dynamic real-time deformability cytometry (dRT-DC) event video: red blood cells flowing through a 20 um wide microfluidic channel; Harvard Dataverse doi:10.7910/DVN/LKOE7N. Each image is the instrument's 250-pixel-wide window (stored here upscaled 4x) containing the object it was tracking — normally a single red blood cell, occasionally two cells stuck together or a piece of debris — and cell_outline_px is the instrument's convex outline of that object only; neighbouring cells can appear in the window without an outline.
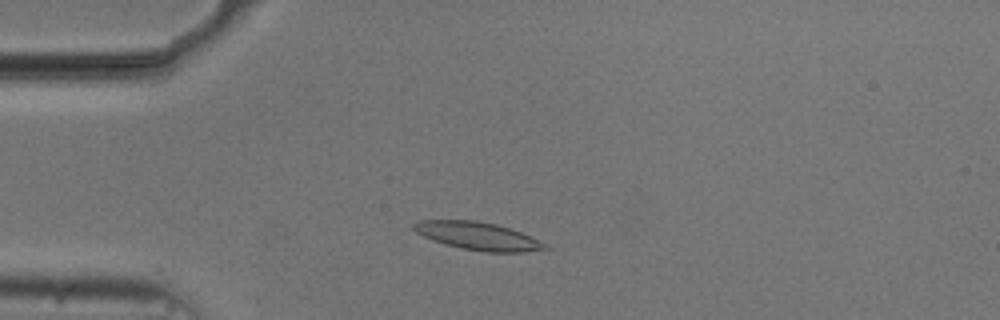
{"species": "common noctule bat (a hibernating species)", "species_latin": "Nyctalus noctula", "temperature_condition": "cold", "stored_images_in_passage": 49, "camera_frame_rate_fps": 3000, "um_per_image_px": 0.085, "animal": {"sex": "male", "body_mass_g": 20.5, "forearm_length_mm": 52.5}, "frame": {"image": 1, "passage_image": 9, "time_ms": 2.667, "image_size_px": [1000, 320], "cell_outline_px": [[552, 248], [524, 252], [484, 252], [460, 248], [432, 240], [416, 232], [412, 228], [412, 224], [420, 220], [476, 220], [496, 224], [520, 232]], "centroid_in_image_um": [40.57, 20.06], "position_along_channel_um": 44.4, "area_um2": 21.1}}
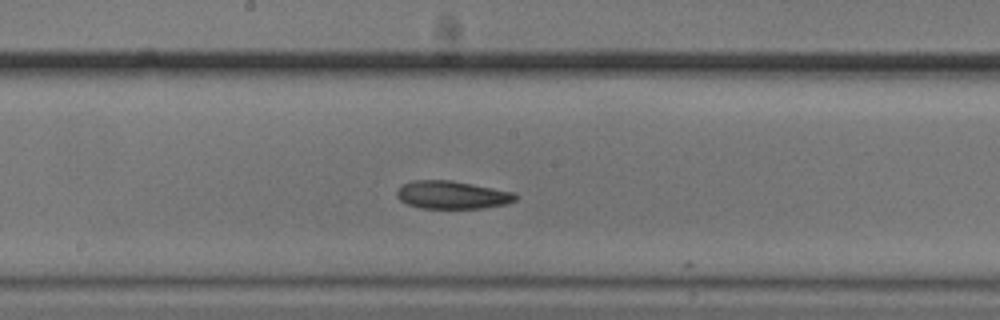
{"frame": {"image": 2, "passage_image": 24, "time_ms": 7.667, "image_size_px": [1000, 320], "cell_outline_px": [[520, 196], [516, 200], [504, 204], [484, 208], [420, 208], [408, 204], [400, 200], [396, 196], [396, 192], [400, 184], [412, 180], [452, 180], [516, 192]], "centroid_in_image_um": [38.43, 16.55], "position_along_channel_um": 209.8, "area_um2": 19.59}}
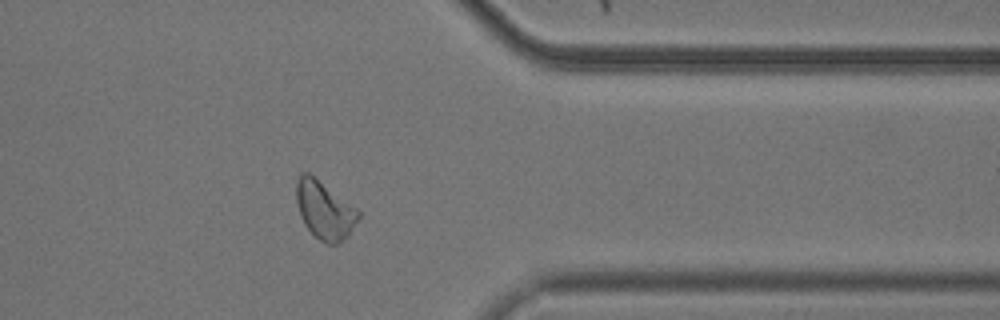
{"frame": {"image": 3, "passage_image": 39, "time_ms": 12.667, "image_size_px": [1000, 320], "cell_outline_px": [[360, 216], [348, 236], [336, 244], [328, 244], [320, 240], [304, 224], [300, 216], [296, 200], [296, 180], [304, 172], [308, 172], [356, 208], [360, 212]], "centroid_in_image_um": [27.57, 17.86], "position_along_channel_um": 383.8, "area_um2": 20.58}, "authors_computed_cell_mechanics": {"area_um2": 20.519, "velocity_mm_per_s": 3.7033, "shape_relaxation_time_tau1_ms": null, "shape_relaxation_time_tau2_ms": 7.1906, "deformation_change_tau1": null, "deformation_change_tau2": 0.1539}}